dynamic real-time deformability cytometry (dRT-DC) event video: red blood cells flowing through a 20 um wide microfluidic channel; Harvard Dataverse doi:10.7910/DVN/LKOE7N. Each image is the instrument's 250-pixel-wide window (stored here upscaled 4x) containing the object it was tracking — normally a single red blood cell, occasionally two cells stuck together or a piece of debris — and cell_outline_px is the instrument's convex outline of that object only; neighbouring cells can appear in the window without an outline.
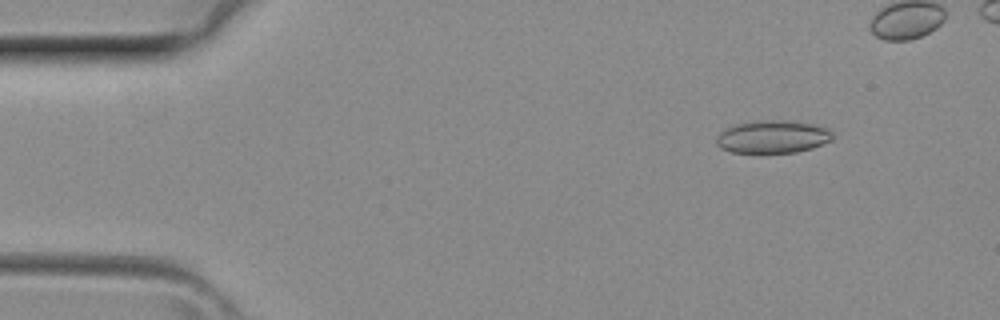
{"species": "common noctule bat (a hibernating species)", "species_latin": "Nyctalus noctula", "temperature_condition": "room temperature", "stored_images_in_passage": 5, "camera_frame_rate_fps": 3000, "um_per_image_px": 0.085, "animal": {"sex": "female", "body_mass_g": 29.2, "forearm_length_mm": 56.3}, "frame": {"image": 1, "passage_image": 2, "time_ms": 0.333, "image_size_px": [1000, 320], "cell_outline_px": [[832, 140], [812, 148], [796, 152], [732, 152], [720, 148], [716, 144], [716, 136], [724, 128], [732, 124], [752, 120], [788, 120], [816, 124], [828, 128], [832, 132]], "centroid_in_image_um": [65.65, 11.6], "position_along_channel_um": 19.4, "area_um2": 22.54}}